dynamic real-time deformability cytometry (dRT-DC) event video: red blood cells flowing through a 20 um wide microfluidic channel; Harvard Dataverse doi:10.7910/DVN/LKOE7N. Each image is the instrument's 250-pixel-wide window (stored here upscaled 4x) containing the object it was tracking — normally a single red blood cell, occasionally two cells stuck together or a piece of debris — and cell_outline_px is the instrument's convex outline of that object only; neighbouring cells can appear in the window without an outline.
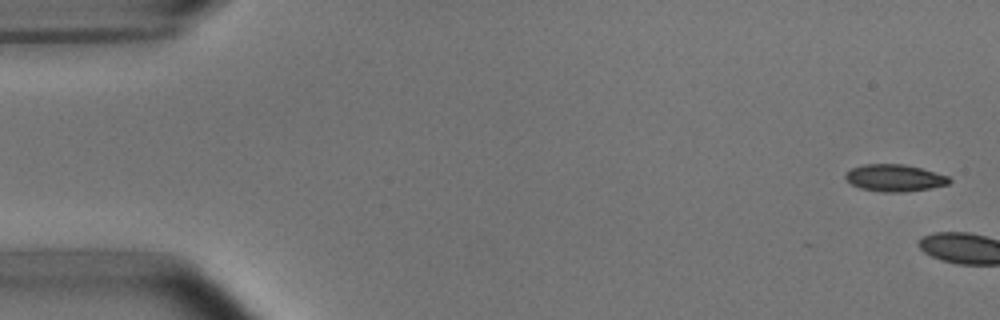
{"species": "common noctule bat (a hibernating species)", "species_latin": "Nyctalus noctula", "temperature_condition": "room temperature", "stored_images_in_passage": 2, "camera_frame_rate_fps": 3000, "um_per_image_px": 0.085, "animal": {"sex": "male", "body_mass_g": 15.6}, "frame": {"image": 1, "passage_image": 1, "time_ms": 0.0, "image_size_px": [1000, 320], "cell_outline_px": [[952, 180], [948, 184], [928, 188], [904, 192], [884, 192], [860, 188], [852, 184], [844, 176], [852, 168], [864, 164], [904, 164], [920, 168], [948, 176]], "centroid_in_image_um": [76.04, 15.12], "position_along_channel_um": 9.0, "area_um2": 16.07}}